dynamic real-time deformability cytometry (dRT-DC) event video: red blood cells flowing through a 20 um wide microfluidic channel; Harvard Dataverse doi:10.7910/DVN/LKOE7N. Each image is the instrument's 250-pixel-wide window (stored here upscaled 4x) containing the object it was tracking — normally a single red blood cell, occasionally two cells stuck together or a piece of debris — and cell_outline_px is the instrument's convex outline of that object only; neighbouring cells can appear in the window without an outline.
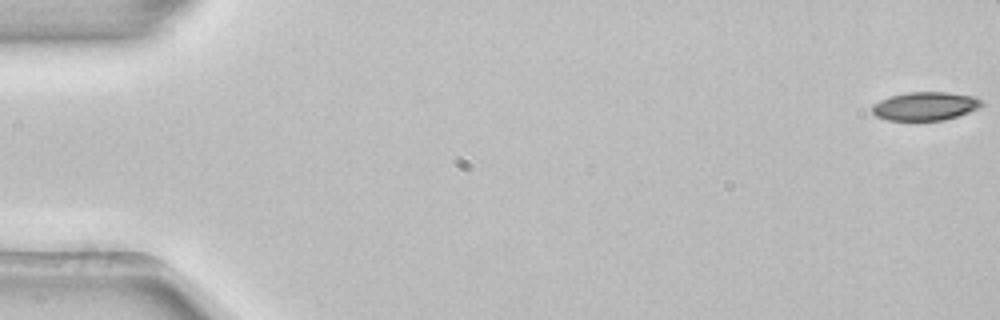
{"species": "common noctule bat (a hibernating species)", "species_latin": "Nyctalus noctula", "temperature_condition": "room temperature", "stored_images_in_passage": 5, "camera_frame_rate_fps": 3000, "um_per_image_px": 0.085, "animal": {"sex": "female", "body_mass_g": 22.7, "forearm_length_mm": 54.2}, "frame": {"image": 1, "passage_image": 1, "time_ms": 0.0, "image_size_px": [1000, 320], "cell_outline_px": [[984, 104], [980, 108], [944, 120], [888, 120], [876, 116], [872, 112], [872, 104], [888, 96], [908, 92], [948, 92], [976, 96]], "centroid_in_image_um": [78.64, 9.01], "position_along_channel_um": 6.4, "area_um2": 18.26}}